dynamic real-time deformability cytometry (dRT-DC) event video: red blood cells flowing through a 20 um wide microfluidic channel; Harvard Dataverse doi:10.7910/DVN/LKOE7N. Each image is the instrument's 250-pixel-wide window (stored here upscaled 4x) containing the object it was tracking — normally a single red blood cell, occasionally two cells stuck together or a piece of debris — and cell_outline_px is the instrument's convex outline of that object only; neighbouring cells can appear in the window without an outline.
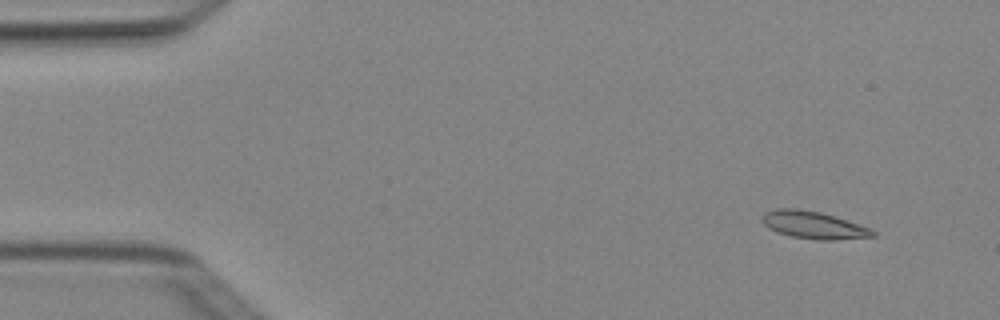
{"species": "Egyptian fruit bat (a non-hibernating species)", "species_latin": "Rousettus aegyptiacus", "temperature_condition": "cold", "stored_images_in_passage": 6, "camera_frame_rate_fps": 3000, "um_per_image_px": 0.085, "animal": {"sex": "female"}, "frame": {"image": 1, "passage_image": 1, "time_ms": 0.0, "image_size_px": [1000, 320], "cell_outline_px": [[876, 236], [832, 240], [820, 240], [792, 236], [776, 232], [768, 228], [760, 220], [760, 216], [764, 212], [776, 208], [796, 208], [820, 212], [868, 228], [876, 232]], "centroid_in_image_um": [69.05, 19.12], "position_along_channel_um": 15.9, "area_um2": 17.46}}
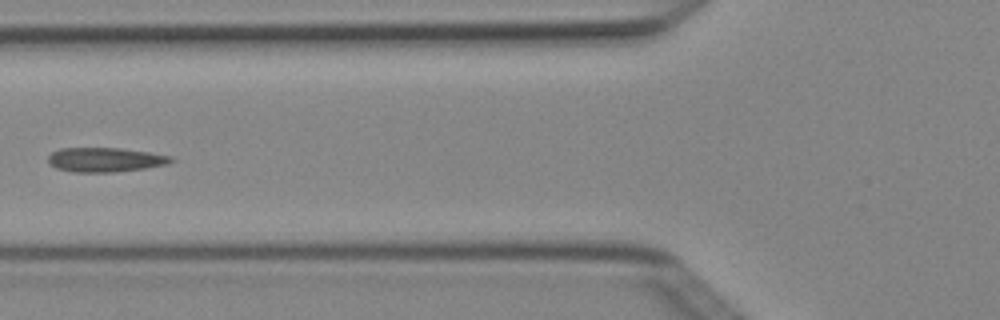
{"frame": {"image": 2, "passage_image": 5, "time_ms": 1.333, "image_size_px": [1000, 320], "cell_outline_px": [[176, 160], [168, 164], [144, 168], [116, 172], [76, 172], [56, 168], [48, 164], [48, 156], [52, 152], [60, 148], [120, 148], [148, 152], [172, 156]], "centroid_in_image_um": [8.94, 13.57], "position_along_channel_um": 116.9, "area_um2": 17.51}}
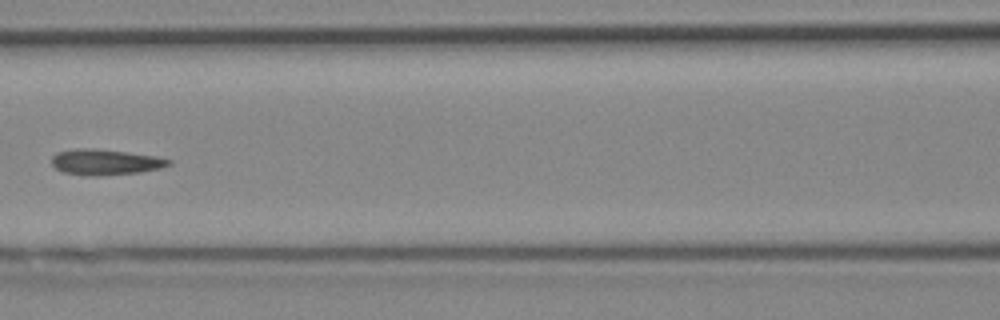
{"frame": {"image": 3, "passage_image": 6, "time_ms": 1.667, "image_size_px": [1000, 320], "cell_outline_px": [[172, 164], [160, 168], [140, 172], [96, 176], [88, 176], [64, 172], [56, 168], [52, 164], [52, 156], [56, 152], [76, 148], [96, 148], [128, 152], [156, 156], [172, 160]], "centroid_in_image_um": [8.95, 13.76], "position_along_channel_um": 157.6, "area_um2": 17.63}}